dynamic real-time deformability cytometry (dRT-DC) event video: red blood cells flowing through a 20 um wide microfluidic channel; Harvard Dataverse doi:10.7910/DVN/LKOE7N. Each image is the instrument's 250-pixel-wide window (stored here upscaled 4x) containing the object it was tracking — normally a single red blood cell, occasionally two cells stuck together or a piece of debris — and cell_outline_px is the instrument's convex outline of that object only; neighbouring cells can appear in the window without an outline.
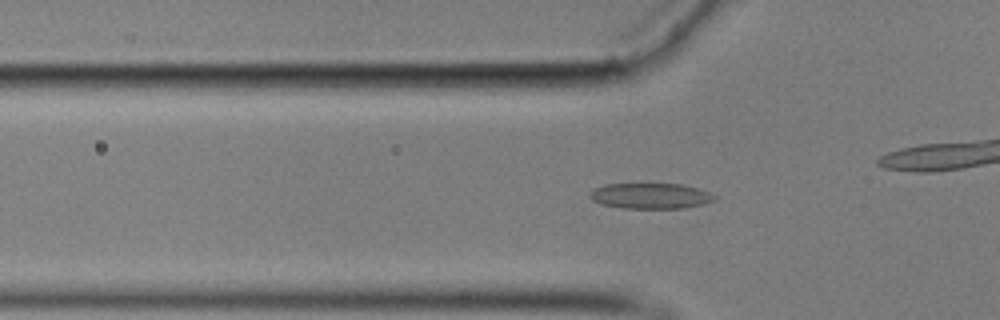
{"species": "common noctule bat (a hibernating species)", "species_latin": "Nyctalus noctula", "temperature_condition": "cold", "stored_images_in_passage": 49, "camera_frame_rate_fps": 3000, "um_per_image_px": 0.085, "animal": {"sex": "male", "body_mass_g": 17.9}, "frame": {"image": 1, "passage_image": 19, "time_ms": 6.0, "image_size_px": [1000, 320], "cell_outline_px": [[716, 200], [704, 204], [684, 208], [624, 208], [604, 204], [592, 200], [588, 196], [588, 192], [596, 188], [608, 184], [680, 184], [696, 188], [708, 192], [716, 196]], "centroid_in_image_um": [55.3, 16.65], "position_along_channel_um": 70.5, "area_um2": 18.44}}
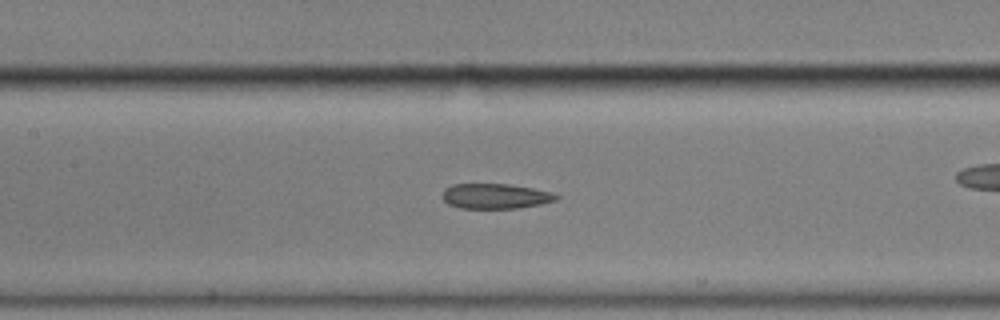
{"frame": {"image": 2, "passage_image": 27, "time_ms": 8.667, "image_size_px": [1000, 320], "cell_outline_px": [[560, 196], [556, 200], [540, 204], [516, 208], [460, 208], [448, 204], [440, 196], [444, 188], [452, 184], [508, 184], [532, 188], [552, 192]], "centroid_in_image_um": [42.06, 16.67], "position_along_channel_um": 165.3, "area_um2": 16.7}}
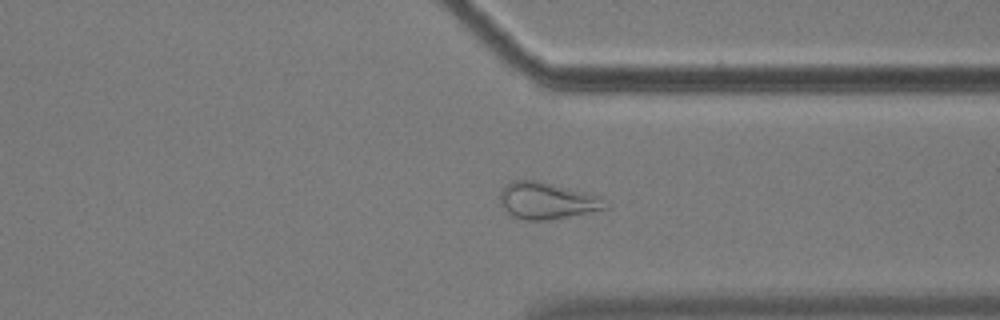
{"frame": {"image": 3, "passage_image": 44, "time_ms": 14.333, "image_size_px": [1000, 320], "cell_outline_px": [[608, 208], [568, 216], [544, 220], [524, 220], [508, 212], [500, 204], [500, 192], [504, 184], [512, 180], [536, 180], [600, 196]], "centroid_in_image_um": [46.43, 17.04], "position_along_channel_um": 365.0, "area_um2": 22.08}}